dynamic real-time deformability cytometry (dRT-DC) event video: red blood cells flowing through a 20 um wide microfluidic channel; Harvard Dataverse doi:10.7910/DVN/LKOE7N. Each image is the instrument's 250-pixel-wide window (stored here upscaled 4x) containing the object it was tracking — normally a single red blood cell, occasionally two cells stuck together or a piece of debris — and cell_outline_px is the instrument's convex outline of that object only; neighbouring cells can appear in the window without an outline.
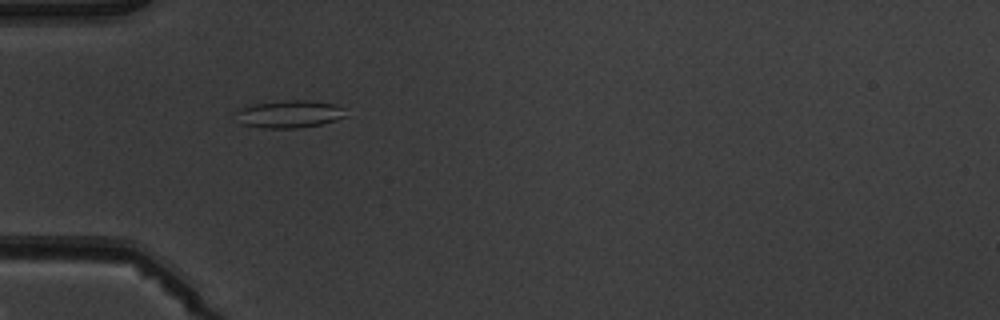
{"species": "common noctule bat (a hibernating species)", "species_latin": "Nyctalus noctula", "temperature_condition": "warm", "stored_images_in_passage": 5, "camera_frame_rate_fps": 3000, "um_per_image_px": 0.085, "animal": {"sex": "male", "body_mass_g": 19.5, "forearm_length_mm": 54.6}, "frame": {"image": 1, "passage_image": 5, "time_ms": 4.333, "image_size_px": [1000, 320], "cell_outline_px": [[344, 116], [336, 120], [320, 124], [296, 128], [260, 128], [240, 124], [232, 112], [240, 108], [256, 104], [288, 100], [304, 100], [336, 104], [344, 108]], "centroid_in_image_um": [24.52, 9.7], "position_along_channel_um": 60.5, "area_um2": 17.63}}